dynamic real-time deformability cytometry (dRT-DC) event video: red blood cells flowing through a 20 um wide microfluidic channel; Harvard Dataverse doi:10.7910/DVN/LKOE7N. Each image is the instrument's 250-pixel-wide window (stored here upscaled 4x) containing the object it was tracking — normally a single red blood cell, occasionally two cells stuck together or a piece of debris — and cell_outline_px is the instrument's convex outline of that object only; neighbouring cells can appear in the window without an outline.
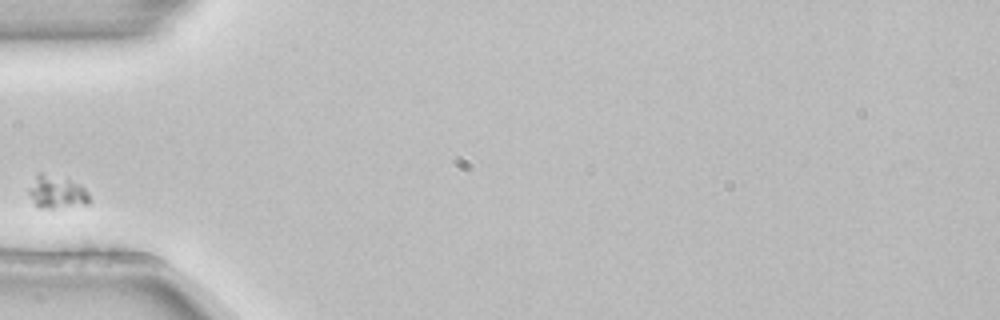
{"species": "common noctule bat (a hibernating species)", "species_latin": "Nyctalus noctula", "temperature_condition": "room temperature", "stored_images_in_passage": 3, "camera_frame_rate_fps": 3000, "um_per_image_px": 0.085, "animal": {"sex": "female", "body_mass_g": 22.7, "forearm_length_mm": 54.2}, "frame": {"image": 1, "passage_image": 1, "time_ms": 0.0, "image_size_px": [1000, 320], "cell_outline_px": [[88, 204], [52, 208], [40, 208], [36, 204], [28, 192], [28, 188], [36, 176], [40, 172], [68, 180], [80, 184], [88, 192]], "centroid_in_image_um": [4.82, 16.33], "position_along_channel_um": 80.2, "area_um2": 11.21}}